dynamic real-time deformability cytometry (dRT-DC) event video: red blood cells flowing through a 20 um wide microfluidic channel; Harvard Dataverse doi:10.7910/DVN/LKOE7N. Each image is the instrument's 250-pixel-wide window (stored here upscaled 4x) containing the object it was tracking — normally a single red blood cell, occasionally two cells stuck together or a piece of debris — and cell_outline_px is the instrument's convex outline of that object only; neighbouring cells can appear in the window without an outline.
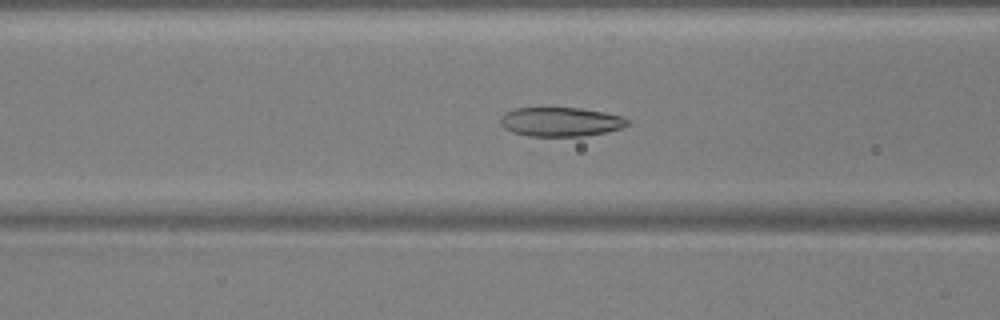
{"species": "common noctule bat (a hibernating species)", "species_latin": "Nyctalus noctula", "temperature_condition": "warm", "stored_images_in_passage": 53, "camera_frame_rate_fps": 3000, "um_per_image_px": 0.085, "animal": {"sex": "male", "body_mass_g": 17.9, "forearm_length_mm": 54.2}, "frame": {"image": 1, "passage_image": 22, "time_ms": 7.0, "image_size_px": [1000, 320], "cell_outline_px": [[628, 124], [620, 128], [608, 132], [584, 136], [528, 136], [512, 132], [504, 128], [500, 124], [500, 116], [504, 112], [516, 108], [580, 108], [604, 112], [624, 116], [628, 120]], "centroid_in_image_um": [47.63, 10.35], "position_along_channel_um": 119.0, "area_um2": 21.73}}
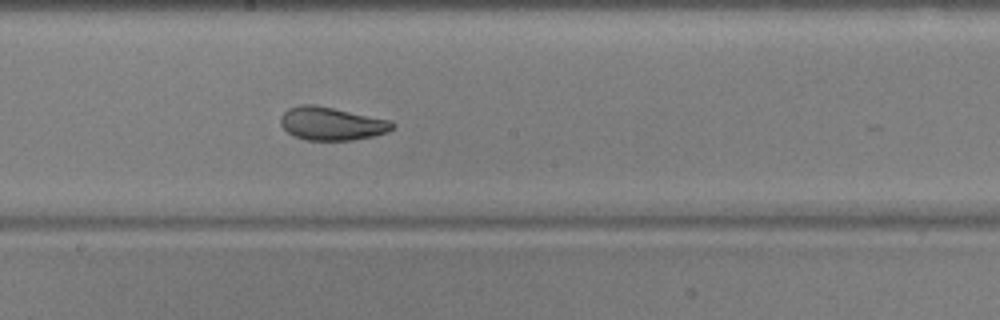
{"frame": {"image": 2, "passage_image": 30, "time_ms": 9.667, "image_size_px": [1000, 320], "cell_outline_px": [[396, 128], [388, 132], [376, 136], [352, 140], [308, 140], [296, 136], [288, 132], [280, 124], [280, 116], [288, 108], [300, 104], [312, 104], [392, 120], [396, 124]], "centroid_in_image_um": [28.23, 10.51], "position_along_channel_um": 220.0, "area_um2": 21.73}}
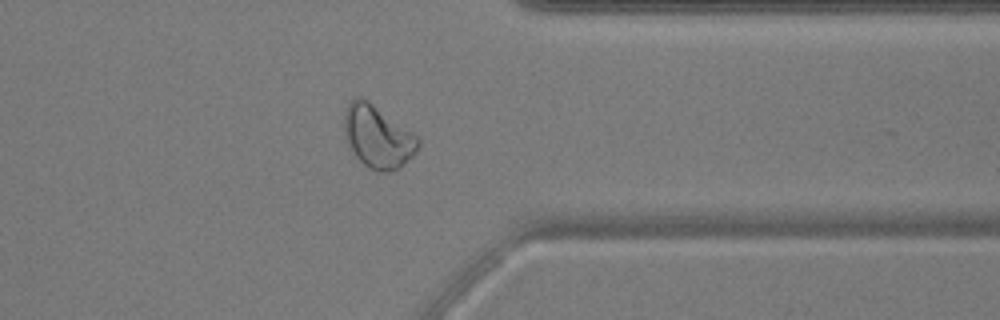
{"frame": {"image": 3, "passage_image": 43, "time_ms": 14.0, "image_size_px": [1000, 320], "cell_outline_px": [[420, 144], [416, 152], [400, 168], [388, 172], [376, 172], [368, 168], [356, 156], [348, 144], [344, 132], [344, 112], [348, 104], [356, 96], [360, 96], [368, 100], [412, 132], [420, 140]], "centroid_in_image_um": [32.1, 11.63], "position_along_channel_um": 379.3, "area_um2": 26.88}, "authors_computed_cell_mechanics": {"area_um2": 23.698, "velocity_mm_per_s": 3.7847, "shape_relaxation_time_tau1_ms": 6.7483, "shape_relaxation_time_tau2_ms": 1.6447, "deformation_change_tau1": 0.2002, "deformation_change_tau2": 0.0637}}